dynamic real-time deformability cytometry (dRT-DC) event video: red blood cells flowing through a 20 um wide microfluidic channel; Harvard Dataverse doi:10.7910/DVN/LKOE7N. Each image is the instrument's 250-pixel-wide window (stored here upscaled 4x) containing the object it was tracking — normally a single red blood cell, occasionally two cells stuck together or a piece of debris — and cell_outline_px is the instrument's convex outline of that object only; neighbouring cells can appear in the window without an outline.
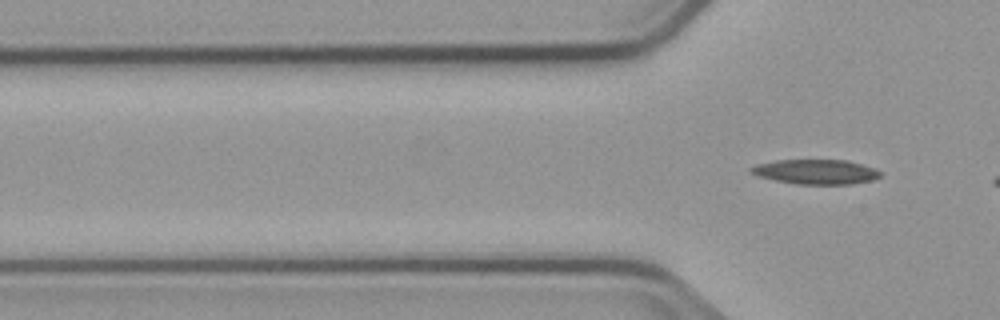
{"species": "common noctule bat (a hibernating species)", "species_latin": "Nyctalus noctula", "temperature_condition": "cold", "stored_images_in_passage": 7, "segment_of_instrument_passage": [2, 2], "camera_frame_rate_fps": 3000, "um_per_image_px": 0.085, "animal": {"sex": "male", "body_mass_g": 23.1, "forearm_length_mm": 52.7}, "frame": {"image": 1, "passage_image": 7, "time_ms": 8.0, "image_size_px": [1000, 320], "cell_outline_px": [[880, 176], [872, 180], [852, 184], [796, 184], [756, 176], [748, 168], [756, 164], [776, 160], [848, 160], [872, 168], [880, 172]], "centroid_in_image_um": [69.3, 14.6], "position_along_channel_um": 56.5, "area_um2": 18.5}}